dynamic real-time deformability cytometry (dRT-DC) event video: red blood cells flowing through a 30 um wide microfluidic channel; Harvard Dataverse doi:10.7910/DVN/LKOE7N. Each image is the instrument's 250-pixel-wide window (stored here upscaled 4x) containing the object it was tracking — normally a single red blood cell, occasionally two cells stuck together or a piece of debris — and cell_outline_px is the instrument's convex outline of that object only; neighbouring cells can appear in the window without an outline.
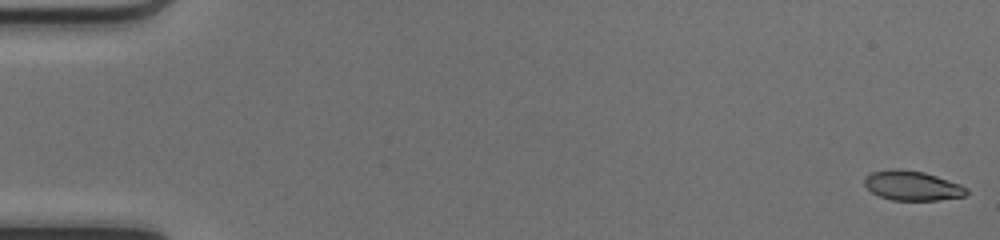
{"species": "common noctule bat (a hibernating species)", "species_latin": "Nyctalus noctula", "temperature_condition": "cold", "stored_images_in_passage": 15, "camera_frame_rate_fps": 3000, "um_per_image_px": 0.085, "animal": {"sex": "female", "body_mass_g": 17.0, "forearm_length_mm": 48.0}, "frame": {"image": 1, "passage_image": 1, "time_ms": 0.0, "image_size_px": [1000, 240], "cell_outline_px": [[968, 192], [964, 196], [936, 200], [892, 200], [880, 196], [872, 192], [864, 184], [864, 176], [872, 172], [892, 168], [900, 168], [924, 172], [960, 184], [968, 188]], "centroid_in_image_um": [77.52, 15.77], "position_along_channel_um": 7.5, "area_um2": 17.63}}